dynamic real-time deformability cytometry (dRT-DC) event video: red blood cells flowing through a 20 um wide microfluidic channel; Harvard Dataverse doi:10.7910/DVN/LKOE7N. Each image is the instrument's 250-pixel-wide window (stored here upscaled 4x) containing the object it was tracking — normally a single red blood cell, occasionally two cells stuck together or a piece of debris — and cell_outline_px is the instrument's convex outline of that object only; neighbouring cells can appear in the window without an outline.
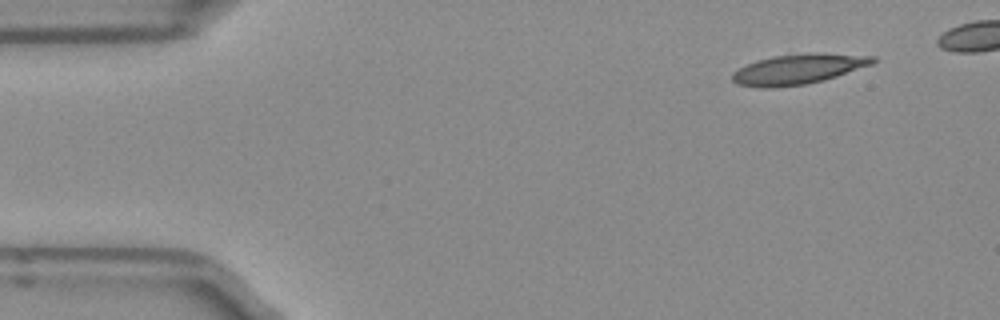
{"species": "Egyptian fruit bat (a non-hibernating species)", "species_latin": "Rousettus aegyptiacus", "temperature_condition": "room temperature", "stored_images_in_passage": 41, "camera_frame_rate_fps": 3000, "um_per_image_px": 0.085, "frame": {"image": 1, "passage_image": 1, "time_ms": 0.0, "image_size_px": [1000, 320], "cell_outline_px": [[876, 60], [872, 64], [824, 80], [804, 84], [772, 88], [760, 88], [740, 84], [732, 80], [732, 72], [756, 60], [772, 56], [808, 52], [824, 52], [876, 56]], "centroid_in_image_um": [67.87, 5.85], "position_along_channel_um": 17.1, "area_um2": 24.8}}
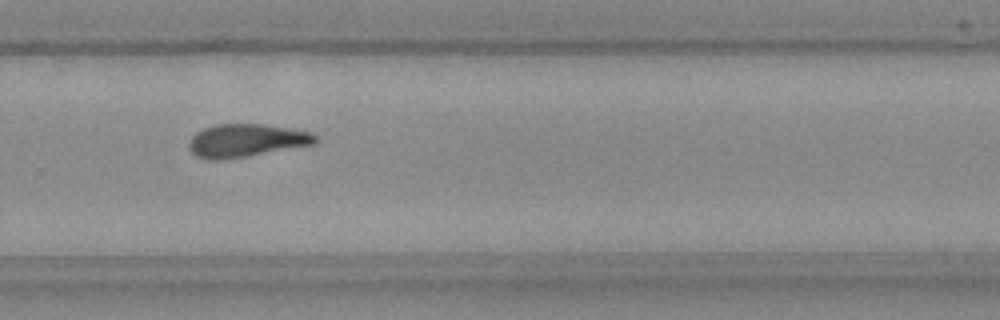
{"frame": {"image": 2, "passage_image": 30, "time_ms": 9.667, "image_size_px": [1000, 320], "cell_outline_px": [[320, 140], [312, 144], [248, 156], [216, 160], [208, 160], [196, 156], [192, 152], [188, 144], [192, 136], [196, 132], [204, 128], [216, 124], [260, 124], [288, 128], [308, 132], [316, 136]], "centroid_in_image_um": [20.88, 11.94], "position_along_channel_um": 308.9, "area_um2": 23.99}}
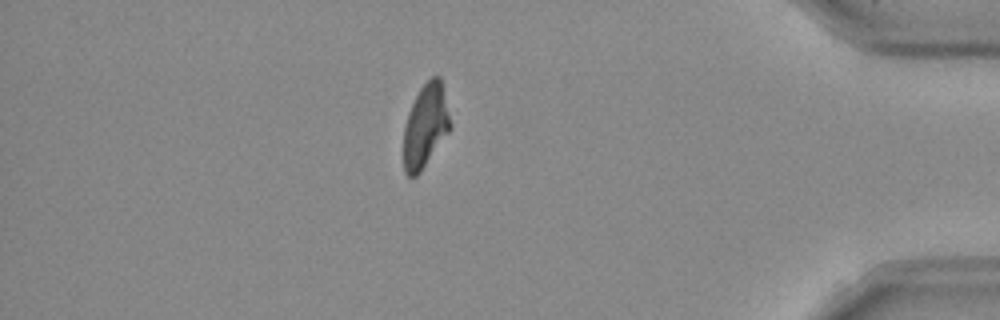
{"frame": {"image": 3, "passage_image": 40, "time_ms": 13.0, "image_size_px": [1000, 320], "cell_outline_px": [[452, 128], [420, 172], [416, 176], [408, 176], [404, 172], [404, 128], [408, 112], [420, 88], [432, 76], [440, 76], [452, 124]], "centroid_in_image_um": [36.18, 10.7], "position_along_channel_um": 399.0, "area_um2": 22.6}}